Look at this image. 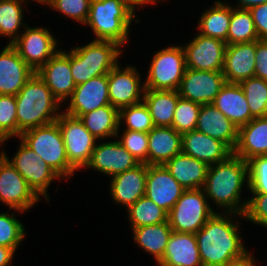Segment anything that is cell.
I'll use <instances>...</instances> for the list:
<instances>
[{
	"label": "cell",
	"mask_w": 267,
	"mask_h": 266,
	"mask_svg": "<svg viewBox=\"0 0 267 266\" xmlns=\"http://www.w3.org/2000/svg\"><path fill=\"white\" fill-rule=\"evenodd\" d=\"M238 217L244 219L240 214L216 212L195 233L203 266L227 265L250 254L243 245Z\"/></svg>",
	"instance_id": "1"
},
{
	"label": "cell",
	"mask_w": 267,
	"mask_h": 266,
	"mask_svg": "<svg viewBox=\"0 0 267 266\" xmlns=\"http://www.w3.org/2000/svg\"><path fill=\"white\" fill-rule=\"evenodd\" d=\"M248 188V164L242 158L231 154L225 161L210 165L203 190L208 200L223 213L243 215L247 199H242V188Z\"/></svg>",
	"instance_id": "2"
},
{
	"label": "cell",
	"mask_w": 267,
	"mask_h": 266,
	"mask_svg": "<svg viewBox=\"0 0 267 266\" xmlns=\"http://www.w3.org/2000/svg\"><path fill=\"white\" fill-rule=\"evenodd\" d=\"M16 97L17 126L21 132L56 122L61 102L35 72Z\"/></svg>",
	"instance_id": "3"
},
{
	"label": "cell",
	"mask_w": 267,
	"mask_h": 266,
	"mask_svg": "<svg viewBox=\"0 0 267 266\" xmlns=\"http://www.w3.org/2000/svg\"><path fill=\"white\" fill-rule=\"evenodd\" d=\"M135 18V12L119 0H91L84 25L91 28L95 40H109L124 47L129 42V28Z\"/></svg>",
	"instance_id": "4"
},
{
	"label": "cell",
	"mask_w": 267,
	"mask_h": 266,
	"mask_svg": "<svg viewBox=\"0 0 267 266\" xmlns=\"http://www.w3.org/2000/svg\"><path fill=\"white\" fill-rule=\"evenodd\" d=\"M121 53L122 46L109 40L93 39L86 45L71 49L70 67L75 84L108 74L119 63Z\"/></svg>",
	"instance_id": "5"
},
{
	"label": "cell",
	"mask_w": 267,
	"mask_h": 266,
	"mask_svg": "<svg viewBox=\"0 0 267 266\" xmlns=\"http://www.w3.org/2000/svg\"><path fill=\"white\" fill-rule=\"evenodd\" d=\"M18 139L39 155L61 178L68 180L75 173L76 170L68 162L63 135L57 122L28 129Z\"/></svg>",
	"instance_id": "6"
},
{
	"label": "cell",
	"mask_w": 267,
	"mask_h": 266,
	"mask_svg": "<svg viewBox=\"0 0 267 266\" xmlns=\"http://www.w3.org/2000/svg\"><path fill=\"white\" fill-rule=\"evenodd\" d=\"M145 89L178 90L186 71L185 52L181 45H169L157 51L150 61Z\"/></svg>",
	"instance_id": "7"
},
{
	"label": "cell",
	"mask_w": 267,
	"mask_h": 266,
	"mask_svg": "<svg viewBox=\"0 0 267 266\" xmlns=\"http://www.w3.org/2000/svg\"><path fill=\"white\" fill-rule=\"evenodd\" d=\"M216 212L203 189L184 190L168 213V222L173 231L195 234Z\"/></svg>",
	"instance_id": "8"
},
{
	"label": "cell",
	"mask_w": 267,
	"mask_h": 266,
	"mask_svg": "<svg viewBox=\"0 0 267 266\" xmlns=\"http://www.w3.org/2000/svg\"><path fill=\"white\" fill-rule=\"evenodd\" d=\"M4 157L16 168L24 177L28 185L41 198L49 202V186L52 181L61 177L31 148H29L21 139L19 148L14 154L12 160L4 151Z\"/></svg>",
	"instance_id": "9"
},
{
	"label": "cell",
	"mask_w": 267,
	"mask_h": 266,
	"mask_svg": "<svg viewBox=\"0 0 267 266\" xmlns=\"http://www.w3.org/2000/svg\"><path fill=\"white\" fill-rule=\"evenodd\" d=\"M63 135L66 155L69 164L75 169L85 168L91 159L92 152L98 143L85 127L83 122L74 116L62 112L57 118Z\"/></svg>",
	"instance_id": "10"
},
{
	"label": "cell",
	"mask_w": 267,
	"mask_h": 266,
	"mask_svg": "<svg viewBox=\"0 0 267 266\" xmlns=\"http://www.w3.org/2000/svg\"><path fill=\"white\" fill-rule=\"evenodd\" d=\"M11 45L34 72L59 50L58 40L49 29L28 25Z\"/></svg>",
	"instance_id": "11"
},
{
	"label": "cell",
	"mask_w": 267,
	"mask_h": 266,
	"mask_svg": "<svg viewBox=\"0 0 267 266\" xmlns=\"http://www.w3.org/2000/svg\"><path fill=\"white\" fill-rule=\"evenodd\" d=\"M40 197L28 185L24 177L3 156L0 160V202L10 210L23 213L38 203Z\"/></svg>",
	"instance_id": "12"
},
{
	"label": "cell",
	"mask_w": 267,
	"mask_h": 266,
	"mask_svg": "<svg viewBox=\"0 0 267 266\" xmlns=\"http://www.w3.org/2000/svg\"><path fill=\"white\" fill-rule=\"evenodd\" d=\"M120 65L118 63L108 73L109 101L118 110L142 102L145 92V84L136 67L120 68Z\"/></svg>",
	"instance_id": "13"
},
{
	"label": "cell",
	"mask_w": 267,
	"mask_h": 266,
	"mask_svg": "<svg viewBox=\"0 0 267 266\" xmlns=\"http://www.w3.org/2000/svg\"><path fill=\"white\" fill-rule=\"evenodd\" d=\"M225 84L222 71H199L186 68L178 93L181 98L200 105L212 104Z\"/></svg>",
	"instance_id": "14"
},
{
	"label": "cell",
	"mask_w": 267,
	"mask_h": 266,
	"mask_svg": "<svg viewBox=\"0 0 267 266\" xmlns=\"http://www.w3.org/2000/svg\"><path fill=\"white\" fill-rule=\"evenodd\" d=\"M186 68L199 71H222L226 42L197 33L186 45Z\"/></svg>",
	"instance_id": "15"
},
{
	"label": "cell",
	"mask_w": 267,
	"mask_h": 266,
	"mask_svg": "<svg viewBox=\"0 0 267 266\" xmlns=\"http://www.w3.org/2000/svg\"><path fill=\"white\" fill-rule=\"evenodd\" d=\"M36 73L62 103V106L72 96L76 84L70 67V50L68 52L59 48Z\"/></svg>",
	"instance_id": "16"
},
{
	"label": "cell",
	"mask_w": 267,
	"mask_h": 266,
	"mask_svg": "<svg viewBox=\"0 0 267 266\" xmlns=\"http://www.w3.org/2000/svg\"><path fill=\"white\" fill-rule=\"evenodd\" d=\"M106 141L96 144L85 168L113 177L140 164L118 140Z\"/></svg>",
	"instance_id": "17"
},
{
	"label": "cell",
	"mask_w": 267,
	"mask_h": 266,
	"mask_svg": "<svg viewBox=\"0 0 267 266\" xmlns=\"http://www.w3.org/2000/svg\"><path fill=\"white\" fill-rule=\"evenodd\" d=\"M65 112L79 118L81 115L105 105H110L108 92V74L92 77L76 85Z\"/></svg>",
	"instance_id": "18"
},
{
	"label": "cell",
	"mask_w": 267,
	"mask_h": 266,
	"mask_svg": "<svg viewBox=\"0 0 267 266\" xmlns=\"http://www.w3.org/2000/svg\"><path fill=\"white\" fill-rule=\"evenodd\" d=\"M184 190L164 165H147L145 196L167 213Z\"/></svg>",
	"instance_id": "19"
},
{
	"label": "cell",
	"mask_w": 267,
	"mask_h": 266,
	"mask_svg": "<svg viewBox=\"0 0 267 266\" xmlns=\"http://www.w3.org/2000/svg\"><path fill=\"white\" fill-rule=\"evenodd\" d=\"M35 72L7 44L0 52V95L15 96Z\"/></svg>",
	"instance_id": "20"
},
{
	"label": "cell",
	"mask_w": 267,
	"mask_h": 266,
	"mask_svg": "<svg viewBox=\"0 0 267 266\" xmlns=\"http://www.w3.org/2000/svg\"><path fill=\"white\" fill-rule=\"evenodd\" d=\"M147 164L140 163L135 168L117 174L109 182V191L113 202L128 208L146 191Z\"/></svg>",
	"instance_id": "21"
},
{
	"label": "cell",
	"mask_w": 267,
	"mask_h": 266,
	"mask_svg": "<svg viewBox=\"0 0 267 266\" xmlns=\"http://www.w3.org/2000/svg\"><path fill=\"white\" fill-rule=\"evenodd\" d=\"M256 41L226 45L222 73L227 83L239 84L255 73Z\"/></svg>",
	"instance_id": "22"
},
{
	"label": "cell",
	"mask_w": 267,
	"mask_h": 266,
	"mask_svg": "<svg viewBox=\"0 0 267 266\" xmlns=\"http://www.w3.org/2000/svg\"><path fill=\"white\" fill-rule=\"evenodd\" d=\"M182 152L208 166L225 161L233 152L221 141L196 130L182 134Z\"/></svg>",
	"instance_id": "23"
},
{
	"label": "cell",
	"mask_w": 267,
	"mask_h": 266,
	"mask_svg": "<svg viewBox=\"0 0 267 266\" xmlns=\"http://www.w3.org/2000/svg\"><path fill=\"white\" fill-rule=\"evenodd\" d=\"M196 131L223 142L232 152L238 140V127L213 104L201 105Z\"/></svg>",
	"instance_id": "24"
},
{
	"label": "cell",
	"mask_w": 267,
	"mask_h": 266,
	"mask_svg": "<svg viewBox=\"0 0 267 266\" xmlns=\"http://www.w3.org/2000/svg\"><path fill=\"white\" fill-rule=\"evenodd\" d=\"M233 154L245 162L267 155V116L256 117L238 128V140Z\"/></svg>",
	"instance_id": "25"
},
{
	"label": "cell",
	"mask_w": 267,
	"mask_h": 266,
	"mask_svg": "<svg viewBox=\"0 0 267 266\" xmlns=\"http://www.w3.org/2000/svg\"><path fill=\"white\" fill-rule=\"evenodd\" d=\"M182 134L172 127L154 126L148 132V165H164L182 152Z\"/></svg>",
	"instance_id": "26"
},
{
	"label": "cell",
	"mask_w": 267,
	"mask_h": 266,
	"mask_svg": "<svg viewBox=\"0 0 267 266\" xmlns=\"http://www.w3.org/2000/svg\"><path fill=\"white\" fill-rule=\"evenodd\" d=\"M160 263L166 266H203L195 234L172 231Z\"/></svg>",
	"instance_id": "27"
},
{
	"label": "cell",
	"mask_w": 267,
	"mask_h": 266,
	"mask_svg": "<svg viewBox=\"0 0 267 266\" xmlns=\"http://www.w3.org/2000/svg\"><path fill=\"white\" fill-rule=\"evenodd\" d=\"M212 104L238 128L254 118L240 84L226 82Z\"/></svg>",
	"instance_id": "28"
},
{
	"label": "cell",
	"mask_w": 267,
	"mask_h": 266,
	"mask_svg": "<svg viewBox=\"0 0 267 266\" xmlns=\"http://www.w3.org/2000/svg\"><path fill=\"white\" fill-rule=\"evenodd\" d=\"M164 166L185 190L202 189L208 165L183 152L175 155Z\"/></svg>",
	"instance_id": "29"
},
{
	"label": "cell",
	"mask_w": 267,
	"mask_h": 266,
	"mask_svg": "<svg viewBox=\"0 0 267 266\" xmlns=\"http://www.w3.org/2000/svg\"><path fill=\"white\" fill-rule=\"evenodd\" d=\"M179 98L178 90L145 89L142 101L149 110L154 126L172 127Z\"/></svg>",
	"instance_id": "30"
},
{
	"label": "cell",
	"mask_w": 267,
	"mask_h": 266,
	"mask_svg": "<svg viewBox=\"0 0 267 266\" xmlns=\"http://www.w3.org/2000/svg\"><path fill=\"white\" fill-rule=\"evenodd\" d=\"M84 127L98 140L119 137V110L110 105L97 108L79 117Z\"/></svg>",
	"instance_id": "31"
},
{
	"label": "cell",
	"mask_w": 267,
	"mask_h": 266,
	"mask_svg": "<svg viewBox=\"0 0 267 266\" xmlns=\"http://www.w3.org/2000/svg\"><path fill=\"white\" fill-rule=\"evenodd\" d=\"M197 29L199 34L226 42L231 19V5L226 1H215L211 8L199 17Z\"/></svg>",
	"instance_id": "32"
},
{
	"label": "cell",
	"mask_w": 267,
	"mask_h": 266,
	"mask_svg": "<svg viewBox=\"0 0 267 266\" xmlns=\"http://www.w3.org/2000/svg\"><path fill=\"white\" fill-rule=\"evenodd\" d=\"M131 230L135 244L155 257V260L160 261L164 255L168 239L173 231L169 222L166 221L159 224L146 225Z\"/></svg>",
	"instance_id": "33"
},
{
	"label": "cell",
	"mask_w": 267,
	"mask_h": 266,
	"mask_svg": "<svg viewBox=\"0 0 267 266\" xmlns=\"http://www.w3.org/2000/svg\"><path fill=\"white\" fill-rule=\"evenodd\" d=\"M25 4L24 0H0V36L10 38L7 44L11 45L19 37V29L27 25L23 21Z\"/></svg>",
	"instance_id": "34"
},
{
	"label": "cell",
	"mask_w": 267,
	"mask_h": 266,
	"mask_svg": "<svg viewBox=\"0 0 267 266\" xmlns=\"http://www.w3.org/2000/svg\"><path fill=\"white\" fill-rule=\"evenodd\" d=\"M131 229L168 221V213L145 195L127 208Z\"/></svg>",
	"instance_id": "35"
},
{
	"label": "cell",
	"mask_w": 267,
	"mask_h": 266,
	"mask_svg": "<svg viewBox=\"0 0 267 266\" xmlns=\"http://www.w3.org/2000/svg\"><path fill=\"white\" fill-rule=\"evenodd\" d=\"M252 14L249 9L231 6V19L227 35V45L258 41Z\"/></svg>",
	"instance_id": "36"
},
{
	"label": "cell",
	"mask_w": 267,
	"mask_h": 266,
	"mask_svg": "<svg viewBox=\"0 0 267 266\" xmlns=\"http://www.w3.org/2000/svg\"><path fill=\"white\" fill-rule=\"evenodd\" d=\"M244 91L251 115L267 116V80L253 76L239 83Z\"/></svg>",
	"instance_id": "37"
},
{
	"label": "cell",
	"mask_w": 267,
	"mask_h": 266,
	"mask_svg": "<svg viewBox=\"0 0 267 266\" xmlns=\"http://www.w3.org/2000/svg\"><path fill=\"white\" fill-rule=\"evenodd\" d=\"M122 123H125V130L145 133H148L154 127L152 117L143 101L138 104L123 107L119 110L120 127Z\"/></svg>",
	"instance_id": "38"
},
{
	"label": "cell",
	"mask_w": 267,
	"mask_h": 266,
	"mask_svg": "<svg viewBox=\"0 0 267 266\" xmlns=\"http://www.w3.org/2000/svg\"><path fill=\"white\" fill-rule=\"evenodd\" d=\"M16 210L13 213H0V246L10 247L15 251L24 240L25 226L16 218Z\"/></svg>",
	"instance_id": "39"
},
{
	"label": "cell",
	"mask_w": 267,
	"mask_h": 266,
	"mask_svg": "<svg viewBox=\"0 0 267 266\" xmlns=\"http://www.w3.org/2000/svg\"><path fill=\"white\" fill-rule=\"evenodd\" d=\"M200 108V104L180 97L176 104L172 128L180 134L195 130Z\"/></svg>",
	"instance_id": "40"
},
{
	"label": "cell",
	"mask_w": 267,
	"mask_h": 266,
	"mask_svg": "<svg viewBox=\"0 0 267 266\" xmlns=\"http://www.w3.org/2000/svg\"><path fill=\"white\" fill-rule=\"evenodd\" d=\"M21 133L17 126L16 97L0 95V135L8 141L11 137L19 138Z\"/></svg>",
	"instance_id": "41"
},
{
	"label": "cell",
	"mask_w": 267,
	"mask_h": 266,
	"mask_svg": "<svg viewBox=\"0 0 267 266\" xmlns=\"http://www.w3.org/2000/svg\"><path fill=\"white\" fill-rule=\"evenodd\" d=\"M90 3L91 0H51L48 7L84 25L89 16Z\"/></svg>",
	"instance_id": "42"
},
{
	"label": "cell",
	"mask_w": 267,
	"mask_h": 266,
	"mask_svg": "<svg viewBox=\"0 0 267 266\" xmlns=\"http://www.w3.org/2000/svg\"><path fill=\"white\" fill-rule=\"evenodd\" d=\"M123 133L119 137L118 141L121 145L128 150L139 163H145L148 165V133L122 130Z\"/></svg>",
	"instance_id": "43"
},
{
	"label": "cell",
	"mask_w": 267,
	"mask_h": 266,
	"mask_svg": "<svg viewBox=\"0 0 267 266\" xmlns=\"http://www.w3.org/2000/svg\"><path fill=\"white\" fill-rule=\"evenodd\" d=\"M247 164L250 193H267V155L253 157Z\"/></svg>",
	"instance_id": "44"
},
{
	"label": "cell",
	"mask_w": 267,
	"mask_h": 266,
	"mask_svg": "<svg viewBox=\"0 0 267 266\" xmlns=\"http://www.w3.org/2000/svg\"><path fill=\"white\" fill-rule=\"evenodd\" d=\"M244 211L245 220L267 229V193H251Z\"/></svg>",
	"instance_id": "45"
},
{
	"label": "cell",
	"mask_w": 267,
	"mask_h": 266,
	"mask_svg": "<svg viewBox=\"0 0 267 266\" xmlns=\"http://www.w3.org/2000/svg\"><path fill=\"white\" fill-rule=\"evenodd\" d=\"M259 40H267V2L249 9Z\"/></svg>",
	"instance_id": "46"
},
{
	"label": "cell",
	"mask_w": 267,
	"mask_h": 266,
	"mask_svg": "<svg viewBox=\"0 0 267 266\" xmlns=\"http://www.w3.org/2000/svg\"><path fill=\"white\" fill-rule=\"evenodd\" d=\"M254 76L267 80V40L256 41Z\"/></svg>",
	"instance_id": "47"
},
{
	"label": "cell",
	"mask_w": 267,
	"mask_h": 266,
	"mask_svg": "<svg viewBox=\"0 0 267 266\" xmlns=\"http://www.w3.org/2000/svg\"><path fill=\"white\" fill-rule=\"evenodd\" d=\"M15 250L10 247L0 246V266H12Z\"/></svg>",
	"instance_id": "48"
},
{
	"label": "cell",
	"mask_w": 267,
	"mask_h": 266,
	"mask_svg": "<svg viewBox=\"0 0 267 266\" xmlns=\"http://www.w3.org/2000/svg\"><path fill=\"white\" fill-rule=\"evenodd\" d=\"M237 4L233 5L235 8L250 9L254 6L261 5L267 2V0H236Z\"/></svg>",
	"instance_id": "49"
},
{
	"label": "cell",
	"mask_w": 267,
	"mask_h": 266,
	"mask_svg": "<svg viewBox=\"0 0 267 266\" xmlns=\"http://www.w3.org/2000/svg\"><path fill=\"white\" fill-rule=\"evenodd\" d=\"M122 3L129 6L135 13L137 8L139 9L143 5L146 6V4H155L152 0H119Z\"/></svg>",
	"instance_id": "50"
},
{
	"label": "cell",
	"mask_w": 267,
	"mask_h": 266,
	"mask_svg": "<svg viewBox=\"0 0 267 266\" xmlns=\"http://www.w3.org/2000/svg\"><path fill=\"white\" fill-rule=\"evenodd\" d=\"M256 258L253 256V254H249L246 258L235 261L233 263L227 264V265H222V266H257L255 265L256 263Z\"/></svg>",
	"instance_id": "51"
},
{
	"label": "cell",
	"mask_w": 267,
	"mask_h": 266,
	"mask_svg": "<svg viewBox=\"0 0 267 266\" xmlns=\"http://www.w3.org/2000/svg\"><path fill=\"white\" fill-rule=\"evenodd\" d=\"M25 2L27 1V0H24ZM32 1H35V2H37V3H40V5L42 4H44V5H48L49 3H50V1L51 0H32Z\"/></svg>",
	"instance_id": "52"
},
{
	"label": "cell",
	"mask_w": 267,
	"mask_h": 266,
	"mask_svg": "<svg viewBox=\"0 0 267 266\" xmlns=\"http://www.w3.org/2000/svg\"><path fill=\"white\" fill-rule=\"evenodd\" d=\"M6 140L0 135V145H3V143H5Z\"/></svg>",
	"instance_id": "53"
},
{
	"label": "cell",
	"mask_w": 267,
	"mask_h": 266,
	"mask_svg": "<svg viewBox=\"0 0 267 266\" xmlns=\"http://www.w3.org/2000/svg\"><path fill=\"white\" fill-rule=\"evenodd\" d=\"M1 146V145H0ZM3 156H4V149H3V151H1V153H0V160L3 158Z\"/></svg>",
	"instance_id": "54"
},
{
	"label": "cell",
	"mask_w": 267,
	"mask_h": 266,
	"mask_svg": "<svg viewBox=\"0 0 267 266\" xmlns=\"http://www.w3.org/2000/svg\"><path fill=\"white\" fill-rule=\"evenodd\" d=\"M156 262H157V265H158V266H166V265H164V264L160 263V261H159V260H156Z\"/></svg>",
	"instance_id": "55"
},
{
	"label": "cell",
	"mask_w": 267,
	"mask_h": 266,
	"mask_svg": "<svg viewBox=\"0 0 267 266\" xmlns=\"http://www.w3.org/2000/svg\"><path fill=\"white\" fill-rule=\"evenodd\" d=\"M154 3H157L158 1L160 2V0H152ZM161 1H163V0H161Z\"/></svg>",
	"instance_id": "56"
}]
</instances>
